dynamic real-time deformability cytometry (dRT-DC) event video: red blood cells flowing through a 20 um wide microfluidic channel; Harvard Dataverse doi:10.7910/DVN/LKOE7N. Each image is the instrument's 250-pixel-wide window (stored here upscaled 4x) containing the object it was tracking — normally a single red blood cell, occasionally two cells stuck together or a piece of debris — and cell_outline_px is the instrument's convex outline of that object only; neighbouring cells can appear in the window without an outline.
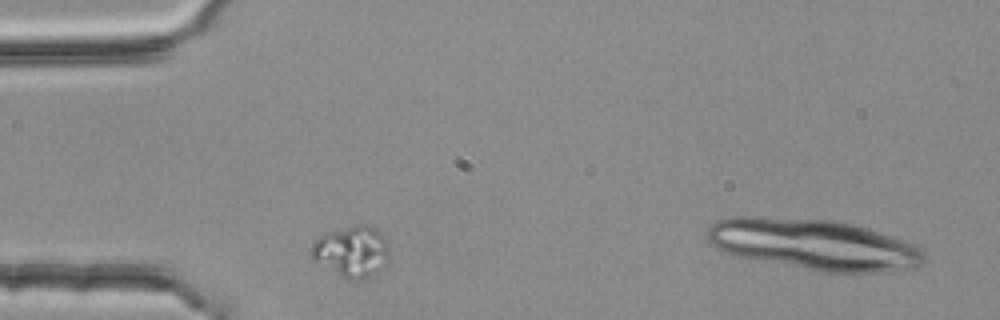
{"species": "common noctule bat (a hibernating species)", "species_latin": "Nyctalus noctula", "temperature_condition": "room temperature", "stored_images_in_passage": 2, "camera_frame_rate_fps": 3000, "um_per_image_px": 0.085, "animal": {"sex": "female", "body_mass_g": 25.1}, "frame": {"image": 1, "passage_image": 1, "time_ms": 0.0, "image_size_px": [1000, 320], "cell_outline_px": [[388, 260], [384, 268], [360, 280], [348, 280], [312, 260], [308, 252], [312, 244], [324, 232], [356, 224], [368, 224], [380, 232], [388, 248]], "centroid_in_image_um": [29.85, 21.37], "position_along_channel_um": 55.1, "area_um2": 23.47}}